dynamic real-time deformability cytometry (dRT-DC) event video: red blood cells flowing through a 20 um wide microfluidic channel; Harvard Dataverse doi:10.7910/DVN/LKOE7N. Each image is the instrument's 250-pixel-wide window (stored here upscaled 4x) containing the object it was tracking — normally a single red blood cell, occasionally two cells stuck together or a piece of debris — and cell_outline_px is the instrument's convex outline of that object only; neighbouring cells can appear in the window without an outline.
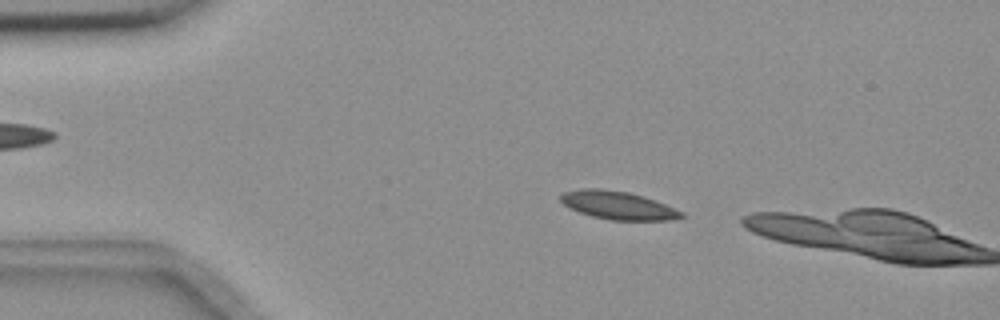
{"species": "common noctule bat (a hibernating species)", "species_latin": "Nyctalus noctula", "temperature_condition": "room temperature", "stored_images_in_passage": 8, "camera_frame_rate_fps": 3000, "um_per_image_px": 0.085, "animal": {"sex": "female", "body_mass_g": 18.4}, "frame": {"image": 1, "passage_image": 6, "time_ms": 1.667, "image_size_px": [1000, 320], "cell_outline_px": [[684, 216], [672, 220], [612, 220], [592, 216], [568, 208], [560, 200], [560, 196], [564, 192], [580, 188], [600, 188], [628, 192], [644, 196], [684, 212]], "centroid_in_image_um": [52.51, 17.44], "position_along_channel_um": 32.5, "area_um2": 19.77}}